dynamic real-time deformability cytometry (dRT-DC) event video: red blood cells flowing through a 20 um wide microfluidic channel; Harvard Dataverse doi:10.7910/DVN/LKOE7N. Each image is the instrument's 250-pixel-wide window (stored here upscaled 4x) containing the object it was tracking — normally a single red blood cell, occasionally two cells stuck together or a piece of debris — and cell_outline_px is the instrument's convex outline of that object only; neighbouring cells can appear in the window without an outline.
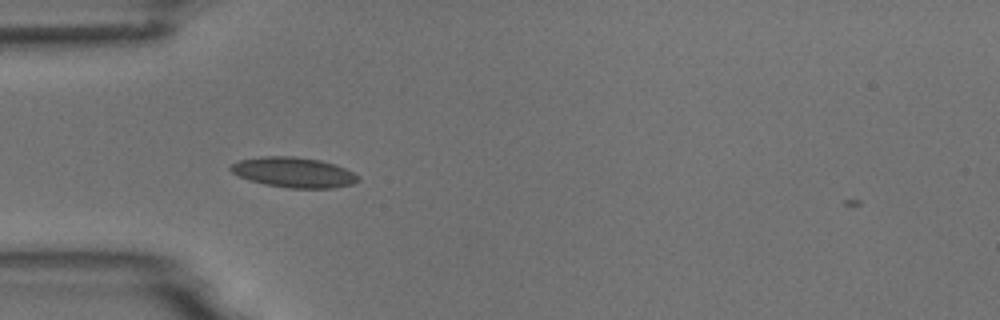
{"species": "common noctule bat (a hibernating species)", "species_latin": "Nyctalus noctula", "temperature_condition": "room temperature", "stored_images_in_passage": 40, "camera_frame_rate_fps": 3000, "um_per_image_px": 0.085, "animal": {"sex": "male", "body_mass_g": 18.8}, "frame": {"image": 1, "passage_image": 1, "time_ms": 0.0, "image_size_px": [1000, 320], "cell_outline_px": [[360, 180], [352, 184], [332, 188], [288, 188], [264, 184], [248, 180], [232, 172], [228, 168], [232, 164], [240, 160], [260, 156], [292, 156], [320, 160], [336, 164], [360, 176]], "centroid_in_image_um": [24.97, 14.65], "position_along_channel_um": 60.0, "area_um2": 22.48}}
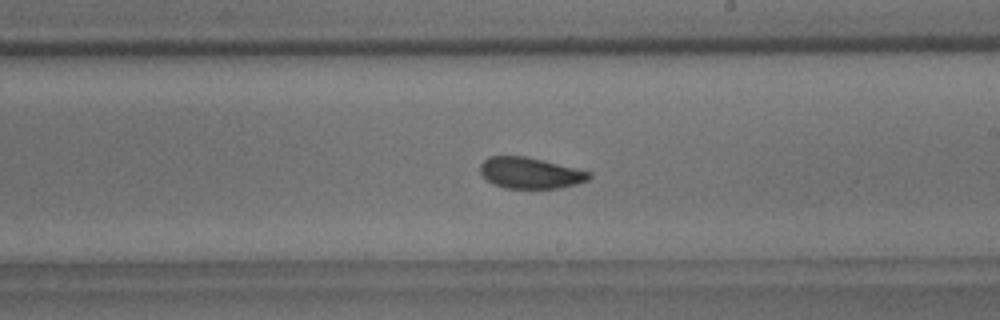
{"frame": {"image": 2, "passage_image": 16, "time_ms": 5.0, "image_size_px": [1000, 320], "cell_outline_px": [[592, 176], [588, 180], [576, 184], [556, 188], [504, 188], [492, 184], [480, 172], [480, 164], [488, 156], [524, 156], [544, 160], [592, 172]], "centroid_in_image_um": [45.07, 14.7], "position_along_channel_um": 243.9, "area_um2": 19.77}}
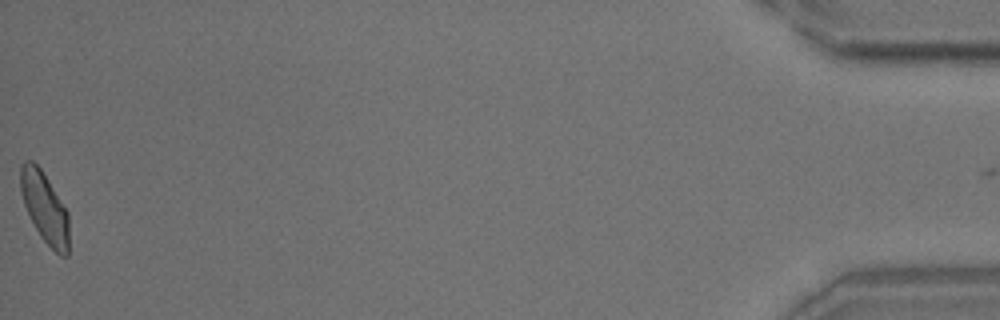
{"frame": {"image": 3, "passage_image": 39, "time_ms": 12.667, "image_size_px": [1000, 320], "cell_outline_px": [[68, 256], [60, 256], [40, 236], [24, 204], [20, 192], [20, 164], [24, 160], [32, 160], [40, 168], [68, 212]], "centroid_in_image_um": [3.78, 17.62], "position_along_channel_um": 431.4, "area_um2": 19.65}}